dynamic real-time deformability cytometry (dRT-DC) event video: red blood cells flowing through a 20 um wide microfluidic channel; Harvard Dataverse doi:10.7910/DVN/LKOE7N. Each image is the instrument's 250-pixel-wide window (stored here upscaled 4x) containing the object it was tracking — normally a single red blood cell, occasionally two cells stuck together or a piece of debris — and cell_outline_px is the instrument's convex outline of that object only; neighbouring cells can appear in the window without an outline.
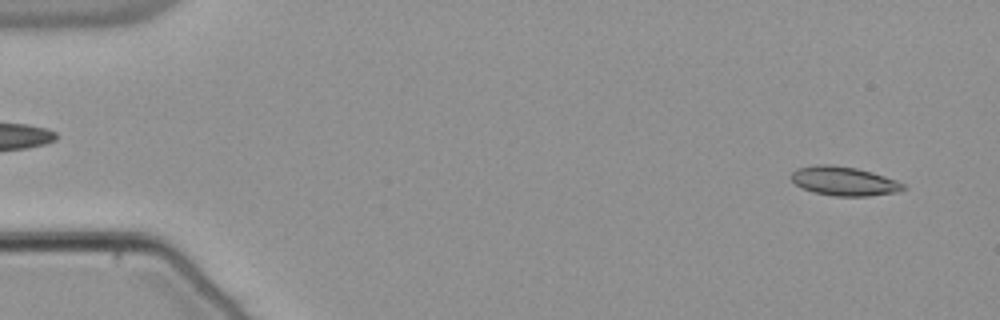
{"species": "common noctule bat (a hibernating species)", "species_latin": "Nyctalus noctula", "temperature_condition": "warm", "stored_images_in_passage": 55, "camera_frame_rate_fps": 3000, "um_per_image_px": 0.085, "animal": {"sex": "male", "body_mass_g": 21.5, "forearm_length_mm": 52.0}, "frame": {"image": 1, "passage_image": 4, "time_ms": 1.0, "image_size_px": [1000, 320], "cell_outline_px": [[908, 188], [900, 192], [868, 196], [832, 196], [812, 192], [800, 188], [792, 180], [792, 172], [796, 168], [816, 164], [832, 164], [856, 168], [872, 172], [896, 180], [904, 184]], "centroid_in_image_um": [71.74, 15.4], "position_along_channel_um": 13.3, "area_um2": 19.25}}
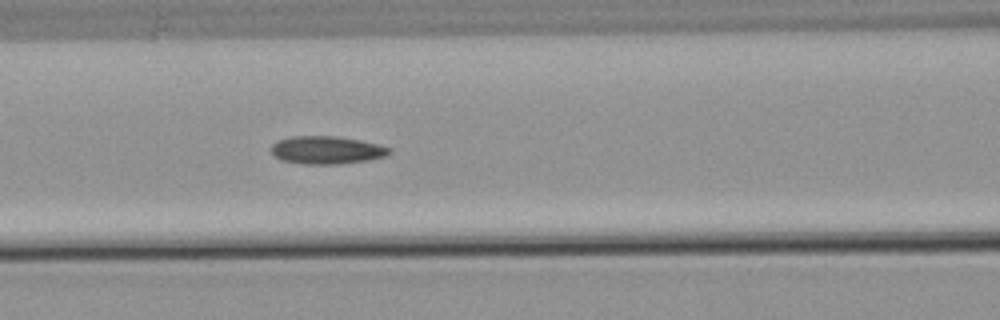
{"frame": {"image": 2, "passage_image": 24, "time_ms": 7.667, "image_size_px": [1000, 320], "cell_outline_px": [[392, 152], [384, 156], [368, 160], [340, 164], [304, 164], [280, 160], [272, 152], [272, 144], [276, 140], [292, 136], [340, 136], [380, 144], [392, 148]], "centroid_in_image_um": [27.79, 12.75], "position_along_channel_um": 138.8, "area_um2": 19.36}}
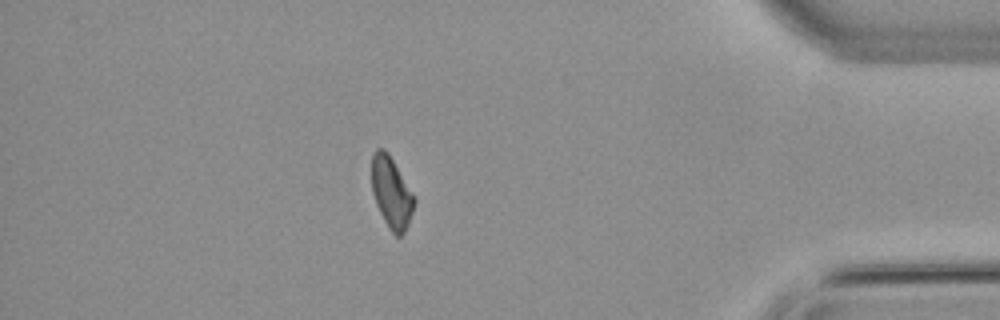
{"frame": {"image": 3, "passage_image": 48, "time_ms": 15.667, "image_size_px": [1000, 320], "cell_outline_px": [[416, 200], [408, 224], [404, 232], [400, 236], [396, 236], [388, 228], [376, 204], [372, 192], [372, 152], [376, 148], [384, 148], [388, 152], [416, 196]], "centroid_in_image_um": [33.28, 16.34], "position_along_channel_um": 401.9, "area_um2": 17.86}, "authors_computed_cell_mechanics": {"area_um2": 18.6694, "velocity_mm_per_s": 3.7974, "shape_relaxation_time_tau1_ms": null, "shape_relaxation_time_tau2_ms": 5.6359, "deformation_change_tau1": null, "deformation_change_tau2": 0.1259}}